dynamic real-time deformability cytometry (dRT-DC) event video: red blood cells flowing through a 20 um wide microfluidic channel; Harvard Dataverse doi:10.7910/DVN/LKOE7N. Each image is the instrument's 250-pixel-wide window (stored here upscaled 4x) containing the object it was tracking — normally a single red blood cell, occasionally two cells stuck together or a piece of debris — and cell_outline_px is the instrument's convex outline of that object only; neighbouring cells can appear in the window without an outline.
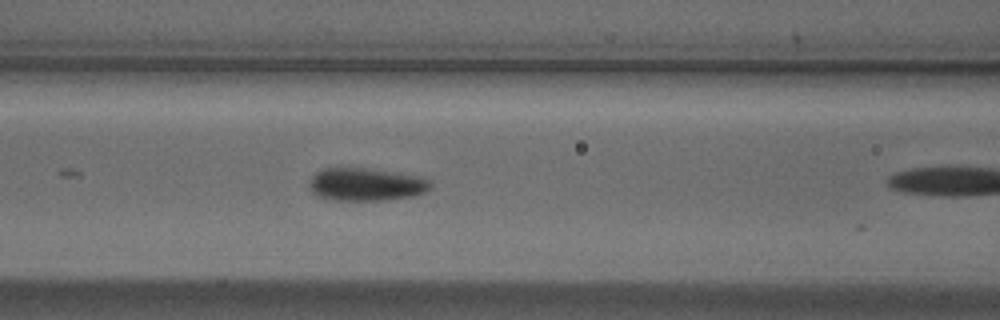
{"species": "Egyptian fruit bat (a non-hibernating species)", "species_latin": "Rousettus aegyptiacus", "temperature_condition": "cold", "stored_images_in_passage": 7, "camera_frame_rate_fps": 3000, "um_per_image_px": 0.085, "animal": {"sex": "male"}, "frame": {"image": 1, "passage_image": 6, "time_ms": 1.667, "image_size_px": [1000, 320], "cell_outline_px": [[432, 184], [424, 192], [412, 196], [388, 200], [336, 200], [316, 196], [312, 192], [308, 184], [312, 176], [316, 172], [324, 168], [364, 168], [396, 172], [420, 176], [428, 180]], "centroid_in_image_um": [31.08, 15.67], "position_along_channel_um": 135.5, "area_um2": 23.18}}